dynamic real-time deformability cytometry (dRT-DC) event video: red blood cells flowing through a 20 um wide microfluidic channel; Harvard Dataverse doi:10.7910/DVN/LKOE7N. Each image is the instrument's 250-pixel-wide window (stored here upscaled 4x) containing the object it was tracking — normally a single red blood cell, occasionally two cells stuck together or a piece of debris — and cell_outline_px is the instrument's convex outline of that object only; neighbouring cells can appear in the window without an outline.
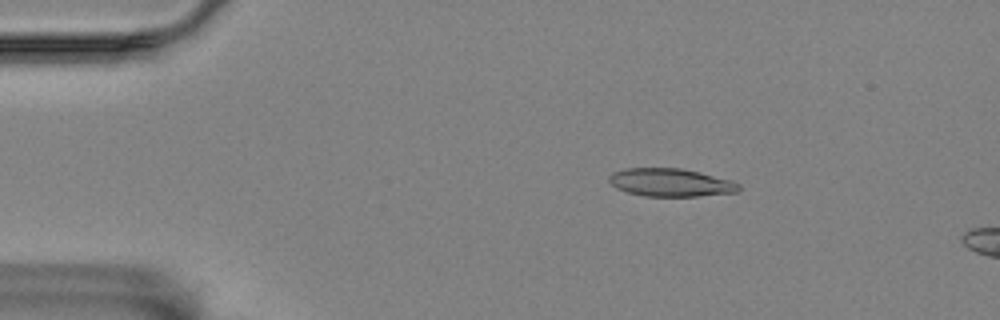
{"species": "Egyptian fruit bat (a non-hibernating species)", "species_latin": "Rousettus aegyptiacus", "temperature_condition": "room temperature", "stored_images_in_passage": 12, "camera_frame_rate_fps": 3000, "um_per_image_px": 0.085, "animal": {"sex": "female"}, "frame": {"image": 1, "passage_image": 7, "time_ms": 2.0, "image_size_px": [1000, 320], "cell_outline_px": [[740, 188], [736, 192], [696, 196], [644, 196], [628, 192], [616, 188], [608, 180], [608, 176], [612, 172], [624, 168], [680, 168], [732, 180], [740, 184]], "centroid_in_image_um": [56.97, 15.51], "position_along_channel_um": 28.0, "area_um2": 21.1}}